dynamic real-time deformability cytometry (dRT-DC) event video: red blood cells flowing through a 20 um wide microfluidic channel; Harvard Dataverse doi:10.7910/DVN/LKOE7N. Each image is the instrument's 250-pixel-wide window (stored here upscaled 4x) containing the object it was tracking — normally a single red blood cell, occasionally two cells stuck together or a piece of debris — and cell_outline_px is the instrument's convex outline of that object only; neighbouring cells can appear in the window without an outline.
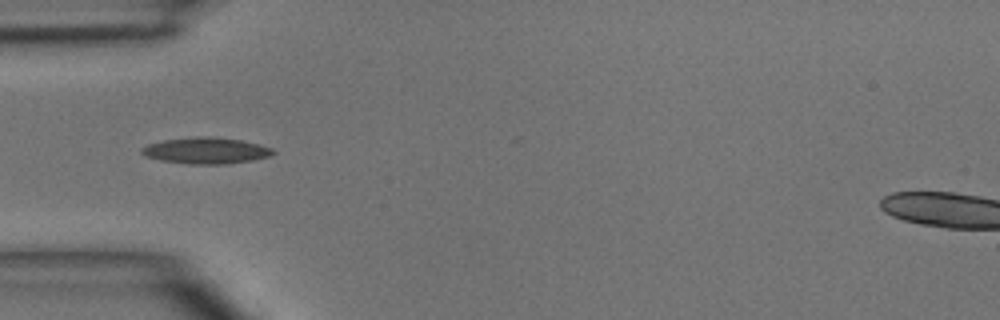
{"species": "common noctule bat (a hibernating species)", "species_latin": "Nyctalus noctula", "temperature_condition": "room temperature", "stored_images_in_passage": 6, "camera_frame_rate_fps": 3000, "um_per_image_px": 0.085, "animal": {"sex": "male", "body_mass_g": 15.6}, "frame": {"image": 1, "passage_image": 4, "time_ms": 3.667, "image_size_px": [1000, 320], "cell_outline_px": [[276, 152], [268, 156], [252, 160], [228, 164], [188, 164], [160, 160], [144, 156], [140, 152], [140, 148], [148, 144], [164, 140], [200, 136], [204, 136], [240, 140], [260, 144], [272, 148]], "centroid_in_image_um": [17.48, 12.81], "position_along_channel_um": 67.5, "area_um2": 20.06}}
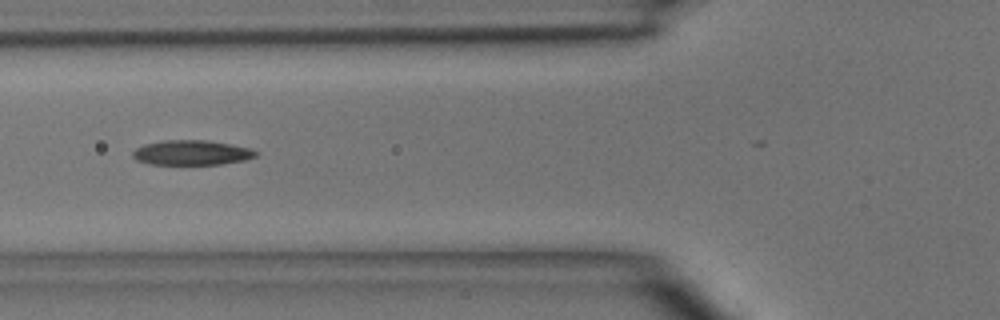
{"frame": {"image": 2, "passage_image": 5, "time_ms": 4.667, "image_size_px": [1000, 320], "cell_outline_px": [[256, 156], [244, 160], [220, 164], [148, 164], [136, 160], [132, 156], [132, 152], [136, 148], [144, 144], [160, 140], [208, 140], [248, 148], [256, 152]], "centroid_in_image_um": [16.21, 12.97], "position_along_channel_um": 109.6, "area_um2": 17.69}}